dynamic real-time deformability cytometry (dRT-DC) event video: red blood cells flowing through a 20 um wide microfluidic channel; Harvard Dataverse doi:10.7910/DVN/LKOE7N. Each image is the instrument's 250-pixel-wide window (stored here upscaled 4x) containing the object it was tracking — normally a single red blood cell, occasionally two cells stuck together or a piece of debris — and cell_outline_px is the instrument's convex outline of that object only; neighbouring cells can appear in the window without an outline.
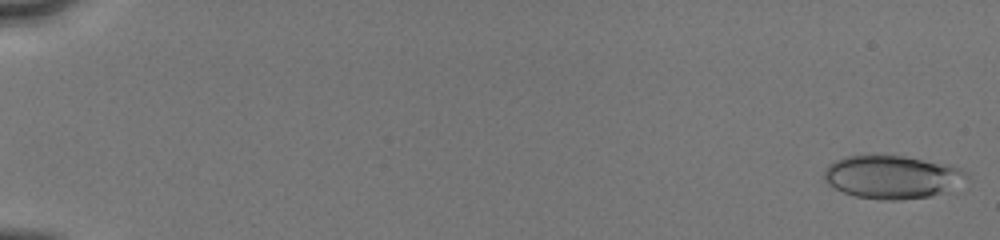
{"species": "human", "species_latin": "Homo sapiens", "temperature_condition": "cold", "stored_images_in_passage": 40, "segment_of_instrument_passage": [1, 2], "camera_frame_rate_fps": 3000, "um_per_image_px": 0.085, "donor": {"sex": "male"}, "frame": {"image": 1, "passage_image": 1, "time_ms": 0.0, "image_size_px": [1000, 240], "cell_outline_px": [[968, 188], [956, 192], [932, 196], [900, 200], [880, 200], [856, 196], [844, 192], [828, 184], [824, 180], [824, 168], [828, 164], [836, 160], [848, 156], [876, 152], [904, 156], [948, 164], [960, 168], [968, 172]], "centroid_in_image_um": [75.98, 15.04], "position_along_channel_um": 9.0, "area_um2": 37.69}}
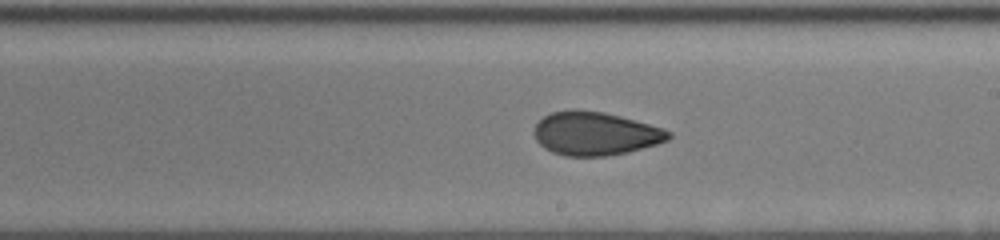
{"frame": {"image": 2, "passage_image": 21, "time_ms": 10.333, "image_size_px": [1000, 240], "cell_outline_px": [[672, 136], [668, 140], [656, 144], [628, 152], [604, 156], [564, 156], [552, 152], [544, 148], [536, 140], [532, 132], [536, 124], [544, 116], [552, 112], [572, 108], [576, 108], [604, 112], [620, 116], [664, 128], [672, 132]], "centroid_in_image_um": [50.57, 11.34], "position_along_channel_um": 238.4, "area_um2": 34.33}}
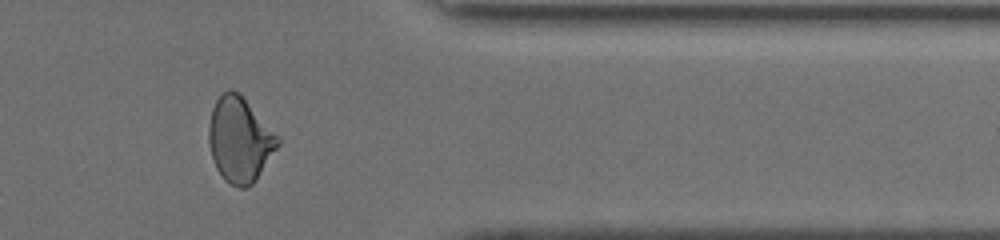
{"frame": {"image": 3, "passage_image": 33, "time_ms": 14.333, "image_size_px": [1000, 240], "cell_outline_px": [[280, 144], [256, 180], [248, 188], [240, 188], [224, 180], [216, 168], [208, 144], [208, 124], [212, 108], [216, 100], [228, 88], [232, 88], [240, 92], [280, 136]], "centroid_in_image_um": [20.39, 11.84], "position_along_channel_um": 391.0, "area_um2": 34.74}}